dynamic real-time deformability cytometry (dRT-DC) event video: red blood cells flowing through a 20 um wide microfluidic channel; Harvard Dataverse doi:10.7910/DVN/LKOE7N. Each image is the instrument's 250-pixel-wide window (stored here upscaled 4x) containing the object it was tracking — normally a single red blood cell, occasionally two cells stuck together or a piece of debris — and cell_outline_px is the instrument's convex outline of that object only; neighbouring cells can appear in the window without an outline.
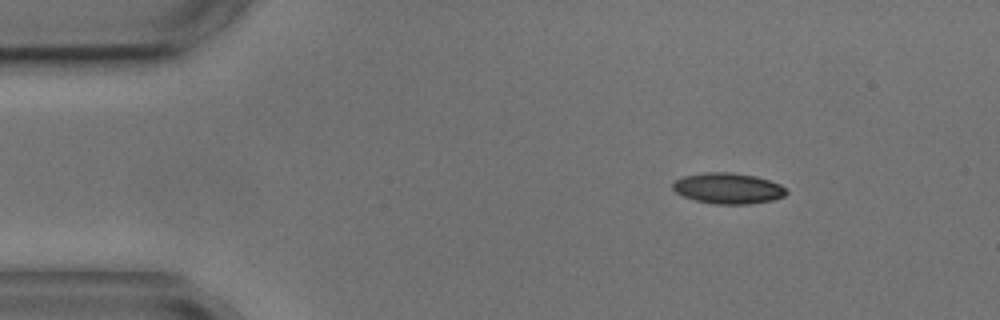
{"species": "common noctule bat (a hibernating species)", "species_latin": "Nyctalus noctula", "temperature_condition": "cold", "stored_images_in_passage": 4, "camera_frame_rate_fps": 3000, "um_per_image_px": 0.085, "animal": {"sex": "male", "body_mass_g": 17.9, "forearm_length_mm": 54.2}, "frame": {"image": 1, "passage_image": 1, "time_ms": 0.0, "image_size_px": [1000, 320], "cell_outline_px": [[788, 192], [784, 196], [772, 200], [748, 204], [716, 204], [696, 200], [684, 196], [676, 192], [672, 188], [672, 184], [676, 180], [684, 176], [704, 172], [732, 172], [756, 176], [780, 184], [788, 188]], "centroid_in_image_um": [61.91, 16.0], "position_along_channel_um": 23.1, "area_um2": 20.4}}